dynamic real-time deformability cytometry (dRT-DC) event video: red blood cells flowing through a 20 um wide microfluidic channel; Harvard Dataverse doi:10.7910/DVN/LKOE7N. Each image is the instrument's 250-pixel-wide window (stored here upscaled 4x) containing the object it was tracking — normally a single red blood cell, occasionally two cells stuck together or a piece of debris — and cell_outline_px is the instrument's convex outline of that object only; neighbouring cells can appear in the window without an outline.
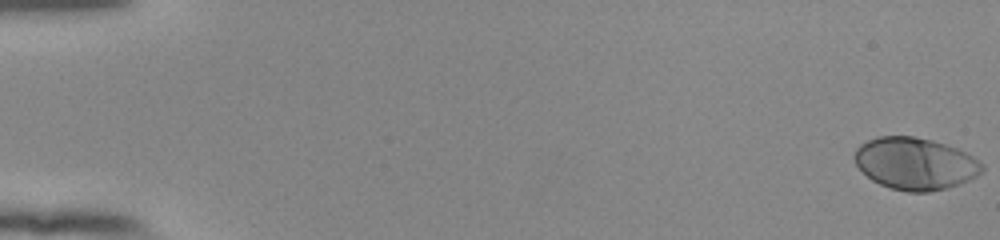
{"species": "human", "species_latin": "Homo sapiens", "temperature_condition": "room temperature", "stored_images_in_passage": 54, "camera_frame_rate_fps": 3000, "um_per_image_px": 0.085, "donor": {"sex": "female"}, "frame": {"image": 1, "passage_image": 1, "time_ms": 0.0, "image_size_px": [1000, 240], "cell_outline_px": [[984, 172], [960, 184], [948, 188], [928, 192], [908, 192], [892, 188], [880, 184], [872, 180], [856, 164], [852, 156], [856, 148], [860, 144], [868, 140], [880, 136], [912, 136], [932, 140], [956, 148], [972, 156], [984, 164]], "centroid_in_image_um": [77.79, 13.91], "position_along_channel_um": 7.2, "area_um2": 38.73}}
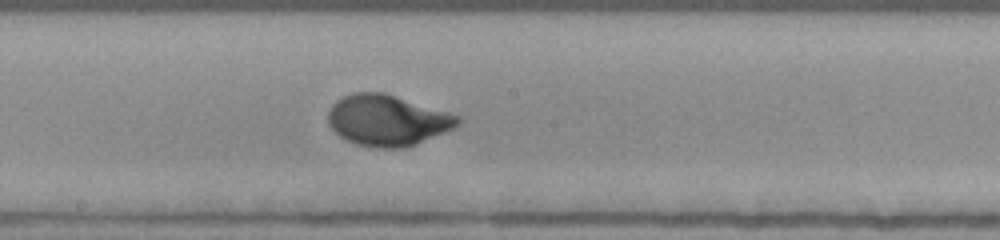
{"frame": {"image": 2, "passage_image": 31, "time_ms": 10.0, "image_size_px": [1000, 240], "cell_outline_px": [[464, 120], [460, 124], [452, 128], [416, 144], [404, 148], [376, 148], [356, 144], [340, 136], [328, 124], [328, 112], [332, 104], [336, 100], [352, 92], [384, 92], [448, 112], [460, 116]], "centroid_in_image_um": [32.92, 10.22], "position_along_channel_um": 215.3, "area_um2": 38.44}}
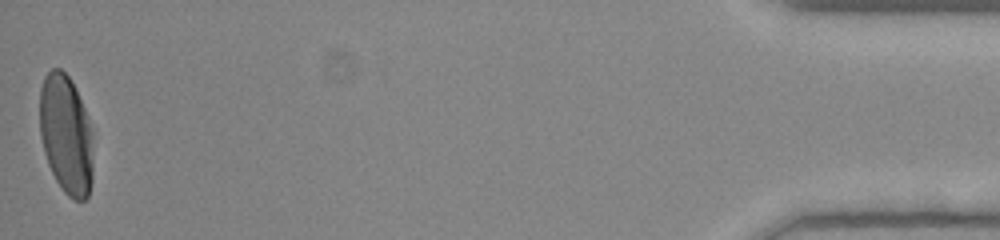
{"frame": {"image": 3, "passage_image": 54, "time_ms": 17.667, "image_size_px": [1000, 240], "cell_outline_px": [[92, 180], [88, 196], [84, 200], [72, 200], [64, 192], [56, 180], [48, 164], [44, 152], [40, 136], [40, 88], [44, 76], [52, 68], [60, 68], [68, 76], [84, 108], [92, 128]], "centroid_in_image_um": [5.61, 11.46], "position_along_channel_um": 429.6, "area_um2": 37.17}, "authors_computed_cell_mechanics": {"area_um2": 37.1365, "velocity_mm_per_s": 3.9213, "shape_relaxation_time_tau1_ms": 3.1168, "shape_relaxation_time_tau2_ms": null, "deformation_change_tau1": 0.188, "deformation_change_tau2": null}}